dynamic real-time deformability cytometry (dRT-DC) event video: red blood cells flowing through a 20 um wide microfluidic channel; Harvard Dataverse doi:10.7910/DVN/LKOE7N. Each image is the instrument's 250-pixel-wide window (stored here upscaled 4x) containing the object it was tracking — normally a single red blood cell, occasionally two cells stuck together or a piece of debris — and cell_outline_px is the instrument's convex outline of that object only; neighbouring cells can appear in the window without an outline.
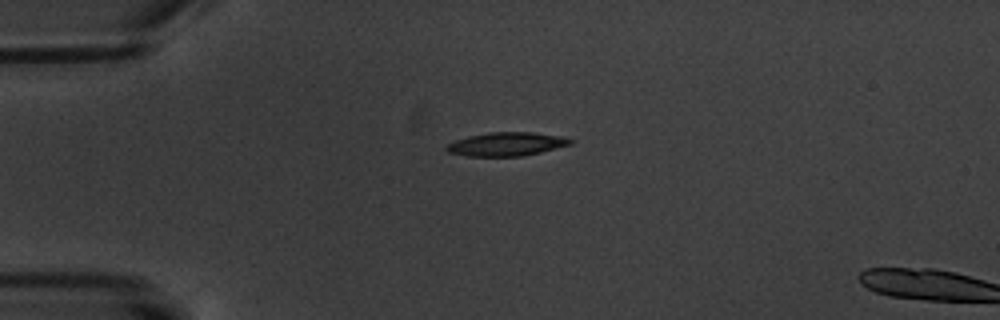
{"species": "common noctule bat (a hibernating species)", "species_latin": "Nyctalus noctula", "temperature_condition": "warm", "stored_images_in_passage": 2, "segment_of_instrument_passage": [1, 2], "camera_frame_rate_fps": 3000, "um_per_image_px": 0.085, "animal": {"sex": "male", "body_mass_g": 20.1, "forearm_length_mm": 53.5}, "frame": {"image": 1, "passage_image": 1, "time_ms": 0.0, "image_size_px": [1000, 320], "cell_outline_px": [[576, 140], [572, 144], [540, 152], [520, 156], [468, 156], [448, 152], [444, 148], [448, 144], [456, 140], [468, 136], [488, 132], [532, 132], [560, 136]], "centroid_in_image_um": [43.06, 12.24], "position_along_channel_um": 41.9, "area_um2": 16.99}}